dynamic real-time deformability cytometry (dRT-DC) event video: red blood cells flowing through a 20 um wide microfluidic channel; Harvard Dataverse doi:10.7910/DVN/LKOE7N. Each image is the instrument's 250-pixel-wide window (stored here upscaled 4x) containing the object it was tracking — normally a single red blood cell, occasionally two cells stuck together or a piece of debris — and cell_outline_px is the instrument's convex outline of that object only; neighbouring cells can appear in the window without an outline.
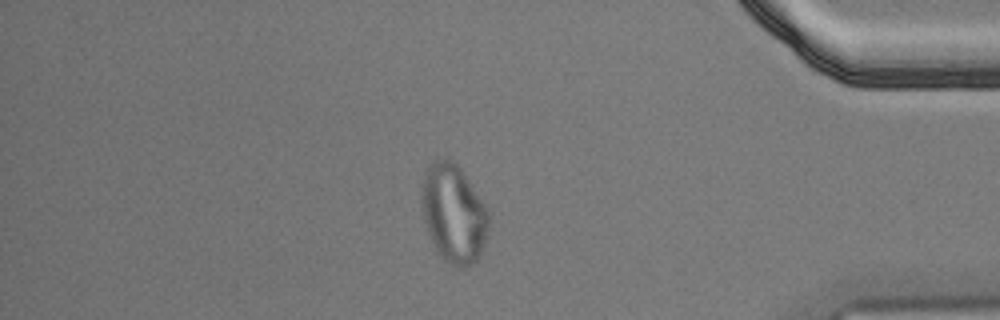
{"species": "Egyptian fruit bat (a non-hibernating species)", "species_latin": "Rousettus aegyptiacus", "temperature_condition": "cold", "stored_images_in_passage": 54, "camera_frame_rate_fps": 3000, "um_per_image_px": 0.085, "animal": {"sex": "male"}, "frame": {"image": 1, "passage_image": 46, "time_ms": 15.0, "image_size_px": [1000, 320], "cell_outline_px": [[488, 224], [484, 244], [480, 256], [472, 264], [460, 268], [456, 268], [444, 260], [436, 248], [428, 232], [424, 220], [424, 172], [436, 160], [448, 156], [460, 168], [488, 208]], "centroid_in_image_um": [38.6, 18.16], "position_along_channel_um": 396.6, "area_um2": 37.63}}